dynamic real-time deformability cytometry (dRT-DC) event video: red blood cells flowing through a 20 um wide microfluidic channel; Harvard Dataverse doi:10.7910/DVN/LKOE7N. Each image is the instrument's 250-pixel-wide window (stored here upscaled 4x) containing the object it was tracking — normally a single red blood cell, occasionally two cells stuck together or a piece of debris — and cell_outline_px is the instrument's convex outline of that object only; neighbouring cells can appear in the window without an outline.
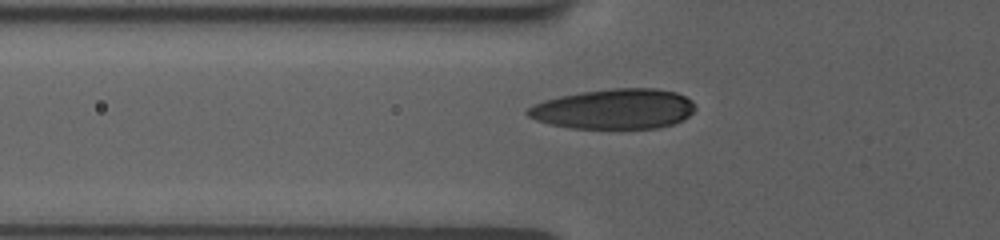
{"species": "human", "species_latin": "Homo sapiens", "temperature_condition": "room temperature", "stored_images_in_passage": 8, "camera_frame_rate_fps": 3000, "um_per_image_px": 0.085, "donor": {"sex": "female"}, "frame": {"image": 1, "passage_image": 2, "time_ms": 0.333, "image_size_px": [1000, 240], "cell_outline_px": [[696, 108], [684, 120], [660, 128], [572, 128], [548, 124], [536, 120], [528, 116], [524, 112], [528, 108], [544, 100], [560, 96], [580, 92], [612, 88], [656, 88], [676, 92], [692, 100], [696, 104]], "centroid_in_image_um": [52.22, 9.26], "position_along_channel_um": 73.6, "area_um2": 39.36}}
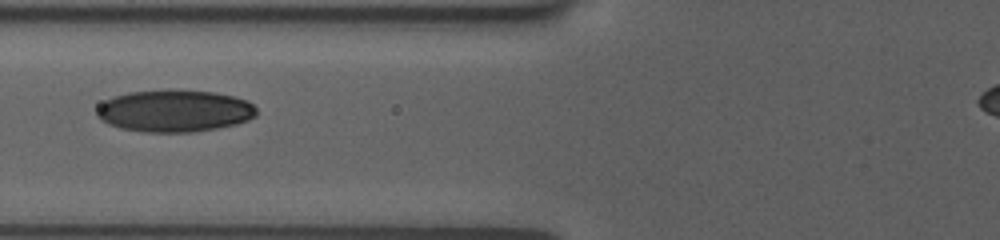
{"frame": {"image": 2, "passage_image": 7, "time_ms": 1.333, "image_size_px": [1000, 240], "cell_outline_px": [[256, 116], [248, 120], [236, 124], [216, 128], [192, 132], [144, 132], [120, 128], [108, 124], [100, 120], [96, 116], [96, 108], [104, 100], [112, 96], [128, 92], [168, 88], [212, 92], [232, 96], [248, 100], [256, 108]], "centroid_in_image_um": [14.78, 9.41], "position_along_channel_um": 111.0, "area_um2": 39.77}}